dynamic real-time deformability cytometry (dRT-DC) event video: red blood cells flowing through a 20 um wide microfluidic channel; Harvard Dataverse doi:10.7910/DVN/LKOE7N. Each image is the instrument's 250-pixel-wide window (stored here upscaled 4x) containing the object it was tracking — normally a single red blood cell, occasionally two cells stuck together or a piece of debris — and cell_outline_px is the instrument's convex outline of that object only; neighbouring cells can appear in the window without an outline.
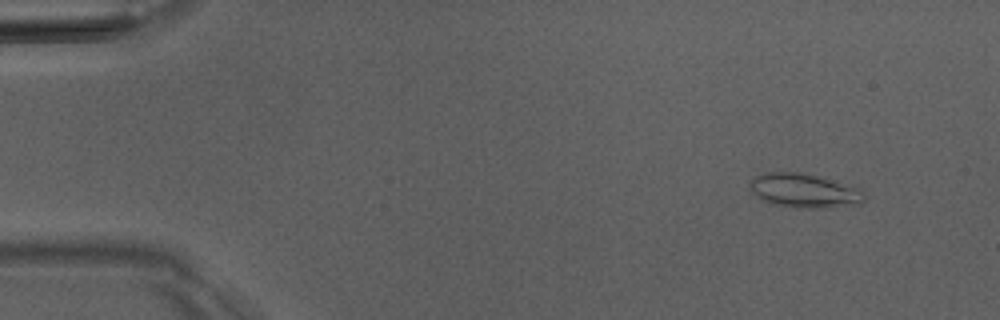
{"species": "Egyptian fruit bat (a non-hibernating species)", "species_latin": "Rousettus aegyptiacus", "temperature_condition": "room temperature", "stored_images_in_passage": 5, "camera_frame_rate_fps": 3000, "um_per_image_px": 0.085, "animal": {"sex": "male"}, "frame": {"image": 1, "passage_image": 5, "time_ms": 5.667, "image_size_px": [1000, 320], "cell_outline_px": [[868, 196], [860, 204], [828, 208], [808, 208], [772, 204], [760, 200], [752, 192], [752, 180], [756, 176], [768, 172], [800, 172], [820, 176], [860, 188]], "centroid_in_image_um": [68.43, 16.21], "position_along_channel_um": 16.6, "area_um2": 22.83}}